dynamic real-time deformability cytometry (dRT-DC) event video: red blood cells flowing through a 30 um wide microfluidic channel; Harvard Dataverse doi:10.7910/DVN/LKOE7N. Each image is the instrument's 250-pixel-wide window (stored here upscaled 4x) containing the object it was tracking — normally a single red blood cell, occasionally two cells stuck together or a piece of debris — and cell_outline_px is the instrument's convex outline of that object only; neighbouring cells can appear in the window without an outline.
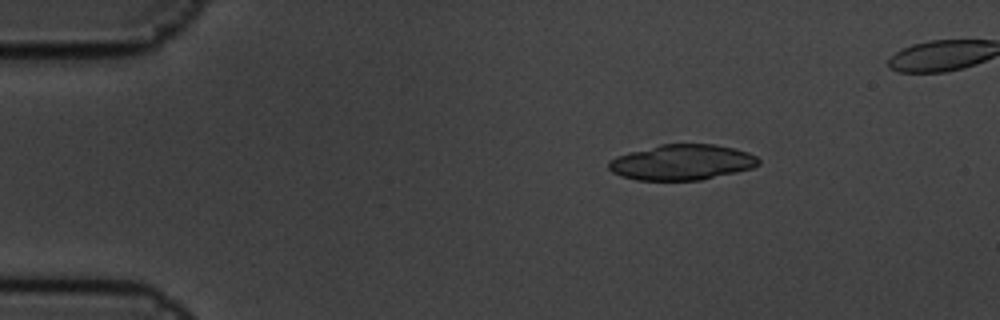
{"species": "common noctule bat (a hibernating species)", "species_latin": "Nyctalus noctula", "temperature_condition": "cold", "stored_images_in_passage": 4, "camera_frame_rate_fps": 3000, "um_per_image_px": 0.085, "animal": {"sex": "male", "body_mass_g": 19.5, "forearm_length_mm": 54.6}, "frame": {"image": 1, "passage_image": 1, "time_ms": 0.0, "image_size_px": [1000, 320], "cell_outline_px": [[760, 164], [752, 168], [736, 172], [700, 180], [636, 180], [620, 176], [612, 172], [608, 168], [608, 160], [616, 156], [660, 144], [716, 144], [736, 148], [748, 152], [756, 156], [760, 160]], "centroid_in_image_um": [57.96, 13.79], "position_along_channel_um": 27.0, "area_um2": 31.15}}